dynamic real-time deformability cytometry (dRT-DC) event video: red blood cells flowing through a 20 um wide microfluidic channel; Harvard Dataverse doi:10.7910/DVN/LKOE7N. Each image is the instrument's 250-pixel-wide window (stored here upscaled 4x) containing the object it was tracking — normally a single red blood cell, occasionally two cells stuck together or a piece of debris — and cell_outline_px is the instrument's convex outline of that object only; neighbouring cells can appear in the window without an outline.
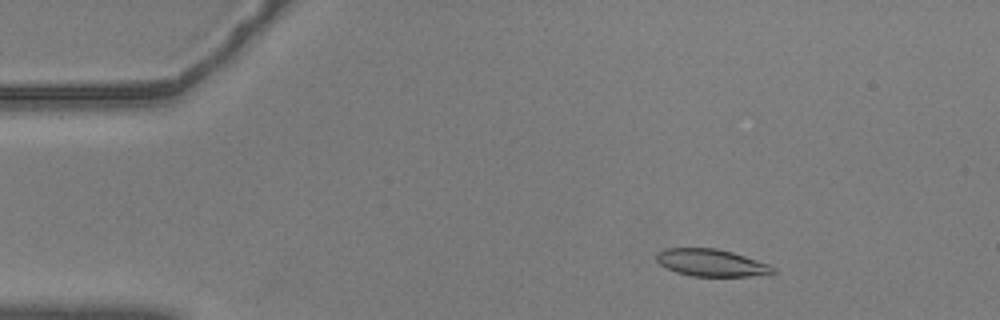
{"species": "common noctule bat (a hibernating species)", "species_latin": "Nyctalus noctula", "temperature_condition": "warm", "stored_images_in_passage": 56, "camera_frame_rate_fps": 3000, "um_per_image_px": 0.085, "animal": {"sex": "male", "body_mass_g": 20.5, "forearm_length_mm": 52.5}, "frame": {"image": 1, "passage_image": 8, "time_ms": 2.333, "image_size_px": [1000, 320], "cell_outline_px": [[776, 272], [748, 276], [692, 276], [676, 272], [660, 264], [656, 260], [656, 252], [664, 248], [716, 248], [732, 252], [768, 264], [776, 268]], "centroid_in_image_um": [60.42, 22.32], "position_along_channel_um": 24.6, "area_um2": 18.32}}
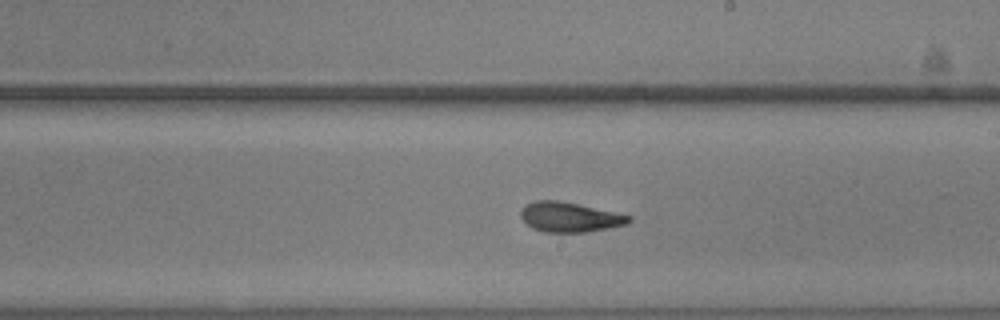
{"frame": {"image": 2, "passage_image": 32, "time_ms": 10.333, "image_size_px": [1000, 320], "cell_outline_px": [[632, 220], [628, 224], [588, 232], [544, 232], [532, 228], [520, 216], [520, 212], [524, 204], [536, 200], [556, 200], [576, 204], [632, 216]], "centroid_in_image_um": [48.4, 18.46], "position_along_channel_um": 240.6, "area_um2": 18.67}}
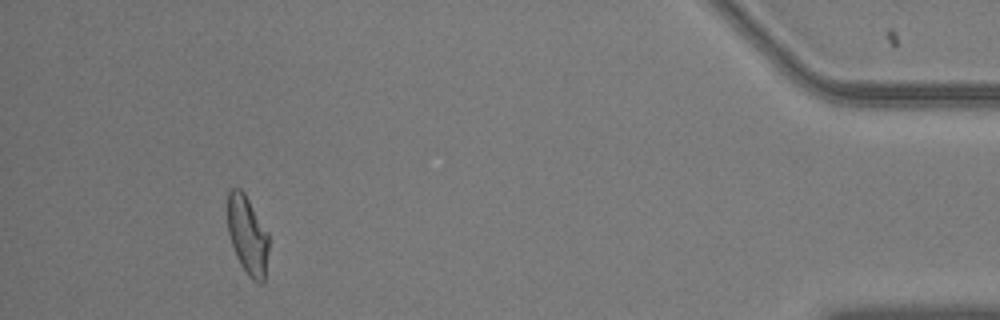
{"frame": {"image": 3, "passage_image": 52, "time_ms": 17.0, "image_size_px": [1000, 320], "cell_outline_px": [[268, 248], [264, 280], [260, 284], [252, 280], [248, 276], [240, 264], [236, 256], [228, 232], [228, 192], [232, 188], [240, 188], [244, 192], [268, 232]], "centroid_in_image_um": [21.04, 20.0], "position_along_channel_um": 414.2, "area_um2": 18.73}, "authors_computed_cell_mechanics": {"area_um2": 19.1029, "velocity_mm_per_s": 3.5803, "shape_relaxation_time_tau1_ms": 5.4352, "shape_relaxation_time_tau2_ms": 3.2679, "deformation_change_tau1": 0.1736, "deformation_change_tau2": 0.1072}}